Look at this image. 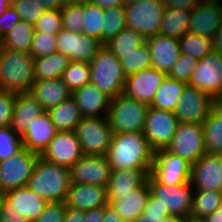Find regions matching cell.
<instances>
[{"label": "cell", "instance_id": "6da1fadb", "mask_svg": "<svg viewBox=\"0 0 222 222\" xmlns=\"http://www.w3.org/2000/svg\"><path fill=\"white\" fill-rule=\"evenodd\" d=\"M106 158L112 170L142 168L150 174L154 151L143 132L113 134Z\"/></svg>", "mask_w": 222, "mask_h": 222}, {"label": "cell", "instance_id": "7a4b0ae2", "mask_svg": "<svg viewBox=\"0 0 222 222\" xmlns=\"http://www.w3.org/2000/svg\"><path fill=\"white\" fill-rule=\"evenodd\" d=\"M34 78V58L28 52L6 47L0 49V89L29 92Z\"/></svg>", "mask_w": 222, "mask_h": 222}, {"label": "cell", "instance_id": "3957f363", "mask_svg": "<svg viewBox=\"0 0 222 222\" xmlns=\"http://www.w3.org/2000/svg\"><path fill=\"white\" fill-rule=\"evenodd\" d=\"M70 184L69 168L39 156L27 187L47 202H65Z\"/></svg>", "mask_w": 222, "mask_h": 222}, {"label": "cell", "instance_id": "277c9868", "mask_svg": "<svg viewBox=\"0 0 222 222\" xmlns=\"http://www.w3.org/2000/svg\"><path fill=\"white\" fill-rule=\"evenodd\" d=\"M91 83L111 99L123 93L126 75L120 59L103 45L90 61Z\"/></svg>", "mask_w": 222, "mask_h": 222}, {"label": "cell", "instance_id": "5b68a950", "mask_svg": "<svg viewBox=\"0 0 222 222\" xmlns=\"http://www.w3.org/2000/svg\"><path fill=\"white\" fill-rule=\"evenodd\" d=\"M149 105L119 94L110 100L107 121L113 134L143 132Z\"/></svg>", "mask_w": 222, "mask_h": 222}, {"label": "cell", "instance_id": "8992f818", "mask_svg": "<svg viewBox=\"0 0 222 222\" xmlns=\"http://www.w3.org/2000/svg\"><path fill=\"white\" fill-rule=\"evenodd\" d=\"M47 203L27 186L8 190L0 211V221L34 222L42 214Z\"/></svg>", "mask_w": 222, "mask_h": 222}, {"label": "cell", "instance_id": "52a82bcc", "mask_svg": "<svg viewBox=\"0 0 222 222\" xmlns=\"http://www.w3.org/2000/svg\"><path fill=\"white\" fill-rule=\"evenodd\" d=\"M147 182L151 194L164 208L168 209L171 215L189 219L194 192V188L190 181L181 185L170 186L164 183H159L151 174H149Z\"/></svg>", "mask_w": 222, "mask_h": 222}, {"label": "cell", "instance_id": "ba28073f", "mask_svg": "<svg viewBox=\"0 0 222 222\" xmlns=\"http://www.w3.org/2000/svg\"><path fill=\"white\" fill-rule=\"evenodd\" d=\"M165 8L162 0L125 4L127 28L140 32L145 38L158 35Z\"/></svg>", "mask_w": 222, "mask_h": 222}, {"label": "cell", "instance_id": "9c48e42d", "mask_svg": "<svg viewBox=\"0 0 222 222\" xmlns=\"http://www.w3.org/2000/svg\"><path fill=\"white\" fill-rule=\"evenodd\" d=\"M74 132L84 155H106L113 136L107 117H82Z\"/></svg>", "mask_w": 222, "mask_h": 222}, {"label": "cell", "instance_id": "30bf717a", "mask_svg": "<svg viewBox=\"0 0 222 222\" xmlns=\"http://www.w3.org/2000/svg\"><path fill=\"white\" fill-rule=\"evenodd\" d=\"M166 149L193 165L207 153L202 124L179 122Z\"/></svg>", "mask_w": 222, "mask_h": 222}, {"label": "cell", "instance_id": "8fae6325", "mask_svg": "<svg viewBox=\"0 0 222 222\" xmlns=\"http://www.w3.org/2000/svg\"><path fill=\"white\" fill-rule=\"evenodd\" d=\"M150 174L167 185H181L191 179V164L167 149L154 151Z\"/></svg>", "mask_w": 222, "mask_h": 222}, {"label": "cell", "instance_id": "7c38bea8", "mask_svg": "<svg viewBox=\"0 0 222 222\" xmlns=\"http://www.w3.org/2000/svg\"><path fill=\"white\" fill-rule=\"evenodd\" d=\"M39 156L23 147L10 158L0 161V180L4 190L27 186Z\"/></svg>", "mask_w": 222, "mask_h": 222}, {"label": "cell", "instance_id": "4fadbf2b", "mask_svg": "<svg viewBox=\"0 0 222 222\" xmlns=\"http://www.w3.org/2000/svg\"><path fill=\"white\" fill-rule=\"evenodd\" d=\"M179 120L174 112L149 106L145 127V134L149 146L153 151L166 149L178 127Z\"/></svg>", "mask_w": 222, "mask_h": 222}, {"label": "cell", "instance_id": "5bb4252c", "mask_svg": "<svg viewBox=\"0 0 222 222\" xmlns=\"http://www.w3.org/2000/svg\"><path fill=\"white\" fill-rule=\"evenodd\" d=\"M212 109L213 97L187 84L173 112L179 122L202 124Z\"/></svg>", "mask_w": 222, "mask_h": 222}, {"label": "cell", "instance_id": "9a60e30c", "mask_svg": "<svg viewBox=\"0 0 222 222\" xmlns=\"http://www.w3.org/2000/svg\"><path fill=\"white\" fill-rule=\"evenodd\" d=\"M111 171L106 155H83L69 168L70 182L107 187Z\"/></svg>", "mask_w": 222, "mask_h": 222}, {"label": "cell", "instance_id": "2e32d148", "mask_svg": "<svg viewBox=\"0 0 222 222\" xmlns=\"http://www.w3.org/2000/svg\"><path fill=\"white\" fill-rule=\"evenodd\" d=\"M213 98L222 94V55L214 50L199 60L188 82Z\"/></svg>", "mask_w": 222, "mask_h": 222}, {"label": "cell", "instance_id": "e0dca14e", "mask_svg": "<svg viewBox=\"0 0 222 222\" xmlns=\"http://www.w3.org/2000/svg\"><path fill=\"white\" fill-rule=\"evenodd\" d=\"M103 44L86 34L62 29L57 34V52L65 54L70 61L90 62Z\"/></svg>", "mask_w": 222, "mask_h": 222}, {"label": "cell", "instance_id": "ac0fdd59", "mask_svg": "<svg viewBox=\"0 0 222 222\" xmlns=\"http://www.w3.org/2000/svg\"><path fill=\"white\" fill-rule=\"evenodd\" d=\"M166 74L155 68L126 76L123 94L150 105Z\"/></svg>", "mask_w": 222, "mask_h": 222}, {"label": "cell", "instance_id": "d6986e66", "mask_svg": "<svg viewBox=\"0 0 222 222\" xmlns=\"http://www.w3.org/2000/svg\"><path fill=\"white\" fill-rule=\"evenodd\" d=\"M190 182L194 190L222 192V160L220 156L205 153L191 165Z\"/></svg>", "mask_w": 222, "mask_h": 222}, {"label": "cell", "instance_id": "ffe728a7", "mask_svg": "<svg viewBox=\"0 0 222 222\" xmlns=\"http://www.w3.org/2000/svg\"><path fill=\"white\" fill-rule=\"evenodd\" d=\"M83 155L74 131H58L41 157L51 163L70 168Z\"/></svg>", "mask_w": 222, "mask_h": 222}, {"label": "cell", "instance_id": "44dd1931", "mask_svg": "<svg viewBox=\"0 0 222 222\" xmlns=\"http://www.w3.org/2000/svg\"><path fill=\"white\" fill-rule=\"evenodd\" d=\"M221 23V4L219 2L200 1L191 10L189 31L213 39Z\"/></svg>", "mask_w": 222, "mask_h": 222}, {"label": "cell", "instance_id": "7402d4cb", "mask_svg": "<svg viewBox=\"0 0 222 222\" xmlns=\"http://www.w3.org/2000/svg\"><path fill=\"white\" fill-rule=\"evenodd\" d=\"M57 132L49 113L45 111L29 124L21 136L23 147L41 156Z\"/></svg>", "mask_w": 222, "mask_h": 222}, {"label": "cell", "instance_id": "603a6c76", "mask_svg": "<svg viewBox=\"0 0 222 222\" xmlns=\"http://www.w3.org/2000/svg\"><path fill=\"white\" fill-rule=\"evenodd\" d=\"M146 42L151 54L152 68L168 75L181 54L179 39L158 34L147 37Z\"/></svg>", "mask_w": 222, "mask_h": 222}, {"label": "cell", "instance_id": "cb8c5ba5", "mask_svg": "<svg viewBox=\"0 0 222 222\" xmlns=\"http://www.w3.org/2000/svg\"><path fill=\"white\" fill-rule=\"evenodd\" d=\"M82 117H106L111 98L93 83H87L72 92Z\"/></svg>", "mask_w": 222, "mask_h": 222}, {"label": "cell", "instance_id": "d4e9b609", "mask_svg": "<svg viewBox=\"0 0 222 222\" xmlns=\"http://www.w3.org/2000/svg\"><path fill=\"white\" fill-rule=\"evenodd\" d=\"M65 203L67 207L84 211L106 206L108 204L106 187L71 183Z\"/></svg>", "mask_w": 222, "mask_h": 222}, {"label": "cell", "instance_id": "484cf974", "mask_svg": "<svg viewBox=\"0 0 222 222\" xmlns=\"http://www.w3.org/2000/svg\"><path fill=\"white\" fill-rule=\"evenodd\" d=\"M148 176L142 168L112 170L106 187L107 200H119V195L134 192L147 181Z\"/></svg>", "mask_w": 222, "mask_h": 222}, {"label": "cell", "instance_id": "4316f807", "mask_svg": "<svg viewBox=\"0 0 222 222\" xmlns=\"http://www.w3.org/2000/svg\"><path fill=\"white\" fill-rule=\"evenodd\" d=\"M149 184L146 181L142 186L134 189V192L119 195V200H107L110 207L118 212L123 221H136L145 209L150 196Z\"/></svg>", "mask_w": 222, "mask_h": 222}, {"label": "cell", "instance_id": "83f0119b", "mask_svg": "<svg viewBox=\"0 0 222 222\" xmlns=\"http://www.w3.org/2000/svg\"><path fill=\"white\" fill-rule=\"evenodd\" d=\"M29 93L38 100L45 111L72 96V91L61 78L35 80Z\"/></svg>", "mask_w": 222, "mask_h": 222}, {"label": "cell", "instance_id": "f1b7e54d", "mask_svg": "<svg viewBox=\"0 0 222 222\" xmlns=\"http://www.w3.org/2000/svg\"><path fill=\"white\" fill-rule=\"evenodd\" d=\"M45 110L29 92L17 93L10 128L22 136L29 124Z\"/></svg>", "mask_w": 222, "mask_h": 222}, {"label": "cell", "instance_id": "f546056e", "mask_svg": "<svg viewBox=\"0 0 222 222\" xmlns=\"http://www.w3.org/2000/svg\"><path fill=\"white\" fill-rule=\"evenodd\" d=\"M57 131H75L76 126L82 119L74 98L71 96L64 102L50 108L47 111Z\"/></svg>", "mask_w": 222, "mask_h": 222}, {"label": "cell", "instance_id": "4dcf8cb0", "mask_svg": "<svg viewBox=\"0 0 222 222\" xmlns=\"http://www.w3.org/2000/svg\"><path fill=\"white\" fill-rule=\"evenodd\" d=\"M191 10L165 8L159 34L179 39L189 31Z\"/></svg>", "mask_w": 222, "mask_h": 222}, {"label": "cell", "instance_id": "1f68e13d", "mask_svg": "<svg viewBox=\"0 0 222 222\" xmlns=\"http://www.w3.org/2000/svg\"><path fill=\"white\" fill-rule=\"evenodd\" d=\"M70 59L62 53L55 52L48 56L34 59L35 80L61 78L63 71L68 67Z\"/></svg>", "mask_w": 222, "mask_h": 222}, {"label": "cell", "instance_id": "d6a6232c", "mask_svg": "<svg viewBox=\"0 0 222 222\" xmlns=\"http://www.w3.org/2000/svg\"><path fill=\"white\" fill-rule=\"evenodd\" d=\"M186 85L166 76L149 106L173 112Z\"/></svg>", "mask_w": 222, "mask_h": 222}, {"label": "cell", "instance_id": "836d02e7", "mask_svg": "<svg viewBox=\"0 0 222 222\" xmlns=\"http://www.w3.org/2000/svg\"><path fill=\"white\" fill-rule=\"evenodd\" d=\"M222 207V192L194 190L189 219L202 220Z\"/></svg>", "mask_w": 222, "mask_h": 222}, {"label": "cell", "instance_id": "e575fe53", "mask_svg": "<svg viewBox=\"0 0 222 222\" xmlns=\"http://www.w3.org/2000/svg\"><path fill=\"white\" fill-rule=\"evenodd\" d=\"M34 32L33 23L21 20L2 38V46L30 53Z\"/></svg>", "mask_w": 222, "mask_h": 222}, {"label": "cell", "instance_id": "d590c367", "mask_svg": "<svg viewBox=\"0 0 222 222\" xmlns=\"http://www.w3.org/2000/svg\"><path fill=\"white\" fill-rule=\"evenodd\" d=\"M145 42L146 38L140 32L126 27L116 37L110 39L104 45L121 59L123 54L134 52Z\"/></svg>", "mask_w": 222, "mask_h": 222}, {"label": "cell", "instance_id": "8d00e7d4", "mask_svg": "<svg viewBox=\"0 0 222 222\" xmlns=\"http://www.w3.org/2000/svg\"><path fill=\"white\" fill-rule=\"evenodd\" d=\"M202 127L207 153L219 154L222 152V115L213 108L202 123Z\"/></svg>", "mask_w": 222, "mask_h": 222}, {"label": "cell", "instance_id": "74e56055", "mask_svg": "<svg viewBox=\"0 0 222 222\" xmlns=\"http://www.w3.org/2000/svg\"><path fill=\"white\" fill-rule=\"evenodd\" d=\"M181 53L201 60L213 50V39L190 31L179 38Z\"/></svg>", "mask_w": 222, "mask_h": 222}, {"label": "cell", "instance_id": "f35d334b", "mask_svg": "<svg viewBox=\"0 0 222 222\" xmlns=\"http://www.w3.org/2000/svg\"><path fill=\"white\" fill-rule=\"evenodd\" d=\"M84 11L83 34L103 44L104 9L90 1L84 4Z\"/></svg>", "mask_w": 222, "mask_h": 222}, {"label": "cell", "instance_id": "ab89813d", "mask_svg": "<svg viewBox=\"0 0 222 222\" xmlns=\"http://www.w3.org/2000/svg\"><path fill=\"white\" fill-rule=\"evenodd\" d=\"M61 79L72 92L90 83V62L70 61Z\"/></svg>", "mask_w": 222, "mask_h": 222}, {"label": "cell", "instance_id": "60d3db41", "mask_svg": "<svg viewBox=\"0 0 222 222\" xmlns=\"http://www.w3.org/2000/svg\"><path fill=\"white\" fill-rule=\"evenodd\" d=\"M126 76L152 67V59L147 42L139 46L134 52L123 54L120 59Z\"/></svg>", "mask_w": 222, "mask_h": 222}, {"label": "cell", "instance_id": "b9f144b4", "mask_svg": "<svg viewBox=\"0 0 222 222\" xmlns=\"http://www.w3.org/2000/svg\"><path fill=\"white\" fill-rule=\"evenodd\" d=\"M103 45L127 27L124 5L104 9Z\"/></svg>", "mask_w": 222, "mask_h": 222}, {"label": "cell", "instance_id": "7bdbcfd3", "mask_svg": "<svg viewBox=\"0 0 222 222\" xmlns=\"http://www.w3.org/2000/svg\"><path fill=\"white\" fill-rule=\"evenodd\" d=\"M63 29L83 34L84 4L65 3L60 9Z\"/></svg>", "mask_w": 222, "mask_h": 222}, {"label": "cell", "instance_id": "ee69618b", "mask_svg": "<svg viewBox=\"0 0 222 222\" xmlns=\"http://www.w3.org/2000/svg\"><path fill=\"white\" fill-rule=\"evenodd\" d=\"M23 148L21 136L10 126L0 128V161L6 160Z\"/></svg>", "mask_w": 222, "mask_h": 222}, {"label": "cell", "instance_id": "f6af8a7d", "mask_svg": "<svg viewBox=\"0 0 222 222\" xmlns=\"http://www.w3.org/2000/svg\"><path fill=\"white\" fill-rule=\"evenodd\" d=\"M57 52V35L34 32L30 54L33 58L48 56Z\"/></svg>", "mask_w": 222, "mask_h": 222}, {"label": "cell", "instance_id": "bcb514c9", "mask_svg": "<svg viewBox=\"0 0 222 222\" xmlns=\"http://www.w3.org/2000/svg\"><path fill=\"white\" fill-rule=\"evenodd\" d=\"M198 64V59H195L188 54L181 53L167 76L188 84L192 73L197 68Z\"/></svg>", "mask_w": 222, "mask_h": 222}, {"label": "cell", "instance_id": "7dc6e473", "mask_svg": "<svg viewBox=\"0 0 222 222\" xmlns=\"http://www.w3.org/2000/svg\"><path fill=\"white\" fill-rule=\"evenodd\" d=\"M63 29L60 9H47L34 23L36 32L57 35Z\"/></svg>", "mask_w": 222, "mask_h": 222}, {"label": "cell", "instance_id": "c3c4849f", "mask_svg": "<svg viewBox=\"0 0 222 222\" xmlns=\"http://www.w3.org/2000/svg\"><path fill=\"white\" fill-rule=\"evenodd\" d=\"M12 7L19 14L21 20L33 24L47 10L37 0H12Z\"/></svg>", "mask_w": 222, "mask_h": 222}, {"label": "cell", "instance_id": "681fc988", "mask_svg": "<svg viewBox=\"0 0 222 222\" xmlns=\"http://www.w3.org/2000/svg\"><path fill=\"white\" fill-rule=\"evenodd\" d=\"M16 92L0 89V128L11 124L16 103Z\"/></svg>", "mask_w": 222, "mask_h": 222}, {"label": "cell", "instance_id": "f907efd6", "mask_svg": "<svg viewBox=\"0 0 222 222\" xmlns=\"http://www.w3.org/2000/svg\"><path fill=\"white\" fill-rule=\"evenodd\" d=\"M66 207L65 202H48L34 222H64Z\"/></svg>", "mask_w": 222, "mask_h": 222}, {"label": "cell", "instance_id": "816d5d0a", "mask_svg": "<svg viewBox=\"0 0 222 222\" xmlns=\"http://www.w3.org/2000/svg\"><path fill=\"white\" fill-rule=\"evenodd\" d=\"M20 16L15 9L10 6L0 17V36L3 38L18 22Z\"/></svg>", "mask_w": 222, "mask_h": 222}, {"label": "cell", "instance_id": "f5cc1de1", "mask_svg": "<svg viewBox=\"0 0 222 222\" xmlns=\"http://www.w3.org/2000/svg\"><path fill=\"white\" fill-rule=\"evenodd\" d=\"M143 213L162 214V218L171 216L168 209L164 208L151 193L147 200Z\"/></svg>", "mask_w": 222, "mask_h": 222}, {"label": "cell", "instance_id": "db71d44e", "mask_svg": "<svg viewBox=\"0 0 222 222\" xmlns=\"http://www.w3.org/2000/svg\"><path fill=\"white\" fill-rule=\"evenodd\" d=\"M166 8L192 10L200 0H162Z\"/></svg>", "mask_w": 222, "mask_h": 222}, {"label": "cell", "instance_id": "11a10c76", "mask_svg": "<svg viewBox=\"0 0 222 222\" xmlns=\"http://www.w3.org/2000/svg\"><path fill=\"white\" fill-rule=\"evenodd\" d=\"M105 206L84 211V222H104Z\"/></svg>", "mask_w": 222, "mask_h": 222}, {"label": "cell", "instance_id": "9f6ffc18", "mask_svg": "<svg viewBox=\"0 0 222 222\" xmlns=\"http://www.w3.org/2000/svg\"><path fill=\"white\" fill-rule=\"evenodd\" d=\"M84 210L66 207L64 222H84Z\"/></svg>", "mask_w": 222, "mask_h": 222}, {"label": "cell", "instance_id": "6f0895ef", "mask_svg": "<svg viewBox=\"0 0 222 222\" xmlns=\"http://www.w3.org/2000/svg\"><path fill=\"white\" fill-rule=\"evenodd\" d=\"M104 222H123L122 218L109 204L105 206Z\"/></svg>", "mask_w": 222, "mask_h": 222}, {"label": "cell", "instance_id": "680465c9", "mask_svg": "<svg viewBox=\"0 0 222 222\" xmlns=\"http://www.w3.org/2000/svg\"><path fill=\"white\" fill-rule=\"evenodd\" d=\"M103 9L125 5L124 0H91Z\"/></svg>", "mask_w": 222, "mask_h": 222}, {"label": "cell", "instance_id": "91938a15", "mask_svg": "<svg viewBox=\"0 0 222 222\" xmlns=\"http://www.w3.org/2000/svg\"><path fill=\"white\" fill-rule=\"evenodd\" d=\"M162 214L142 213L134 222H162Z\"/></svg>", "mask_w": 222, "mask_h": 222}, {"label": "cell", "instance_id": "94428289", "mask_svg": "<svg viewBox=\"0 0 222 222\" xmlns=\"http://www.w3.org/2000/svg\"><path fill=\"white\" fill-rule=\"evenodd\" d=\"M40 2L46 9H61L62 6L66 3V0H37Z\"/></svg>", "mask_w": 222, "mask_h": 222}, {"label": "cell", "instance_id": "6125c7cd", "mask_svg": "<svg viewBox=\"0 0 222 222\" xmlns=\"http://www.w3.org/2000/svg\"><path fill=\"white\" fill-rule=\"evenodd\" d=\"M213 50L222 55V23L213 38Z\"/></svg>", "mask_w": 222, "mask_h": 222}, {"label": "cell", "instance_id": "be15d7a7", "mask_svg": "<svg viewBox=\"0 0 222 222\" xmlns=\"http://www.w3.org/2000/svg\"><path fill=\"white\" fill-rule=\"evenodd\" d=\"M201 221L202 222H222V207L217 209L211 215H208L207 217L203 218Z\"/></svg>", "mask_w": 222, "mask_h": 222}, {"label": "cell", "instance_id": "e7e4bbea", "mask_svg": "<svg viewBox=\"0 0 222 222\" xmlns=\"http://www.w3.org/2000/svg\"><path fill=\"white\" fill-rule=\"evenodd\" d=\"M213 108L222 115V94L213 98Z\"/></svg>", "mask_w": 222, "mask_h": 222}, {"label": "cell", "instance_id": "03108f58", "mask_svg": "<svg viewBox=\"0 0 222 222\" xmlns=\"http://www.w3.org/2000/svg\"><path fill=\"white\" fill-rule=\"evenodd\" d=\"M10 6H12V0H0V17Z\"/></svg>", "mask_w": 222, "mask_h": 222}, {"label": "cell", "instance_id": "003e7915", "mask_svg": "<svg viewBox=\"0 0 222 222\" xmlns=\"http://www.w3.org/2000/svg\"><path fill=\"white\" fill-rule=\"evenodd\" d=\"M186 218L181 216L171 215L162 219V222H185Z\"/></svg>", "mask_w": 222, "mask_h": 222}, {"label": "cell", "instance_id": "a7ac6f4b", "mask_svg": "<svg viewBox=\"0 0 222 222\" xmlns=\"http://www.w3.org/2000/svg\"><path fill=\"white\" fill-rule=\"evenodd\" d=\"M91 0H66V3L69 4H85L87 2H90Z\"/></svg>", "mask_w": 222, "mask_h": 222}, {"label": "cell", "instance_id": "89a4df30", "mask_svg": "<svg viewBox=\"0 0 222 222\" xmlns=\"http://www.w3.org/2000/svg\"><path fill=\"white\" fill-rule=\"evenodd\" d=\"M5 198H6V193H0V211H1L2 207H3Z\"/></svg>", "mask_w": 222, "mask_h": 222}, {"label": "cell", "instance_id": "2644e50d", "mask_svg": "<svg viewBox=\"0 0 222 222\" xmlns=\"http://www.w3.org/2000/svg\"><path fill=\"white\" fill-rule=\"evenodd\" d=\"M146 2V1H148V0H124V2H125V4H127V3H136V2Z\"/></svg>", "mask_w": 222, "mask_h": 222}, {"label": "cell", "instance_id": "8c879c8a", "mask_svg": "<svg viewBox=\"0 0 222 222\" xmlns=\"http://www.w3.org/2000/svg\"><path fill=\"white\" fill-rule=\"evenodd\" d=\"M0 193H6V191L4 190L1 180H0Z\"/></svg>", "mask_w": 222, "mask_h": 222}, {"label": "cell", "instance_id": "753ad0ef", "mask_svg": "<svg viewBox=\"0 0 222 222\" xmlns=\"http://www.w3.org/2000/svg\"><path fill=\"white\" fill-rule=\"evenodd\" d=\"M185 222H202L201 220L186 219Z\"/></svg>", "mask_w": 222, "mask_h": 222}, {"label": "cell", "instance_id": "34e18365", "mask_svg": "<svg viewBox=\"0 0 222 222\" xmlns=\"http://www.w3.org/2000/svg\"><path fill=\"white\" fill-rule=\"evenodd\" d=\"M200 1L219 2L220 0H200Z\"/></svg>", "mask_w": 222, "mask_h": 222}, {"label": "cell", "instance_id": "11e5206c", "mask_svg": "<svg viewBox=\"0 0 222 222\" xmlns=\"http://www.w3.org/2000/svg\"><path fill=\"white\" fill-rule=\"evenodd\" d=\"M1 47H2V38L0 36V49H1Z\"/></svg>", "mask_w": 222, "mask_h": 222}, {"label": "cell", "instance_id": "2a66077c", "mask_svg": "<svg viewBox=\"0 0 222 222\" xmlns=\"http://www.w3.org/2000/svg\"><path fill=\"white\" fill-rule=\"evenodd\" d=\"M218 155L220 156V158H221V160H222V152H220Z\"/></svg>", "mask_w": 222, "mask_h": 222}]
</instances>
